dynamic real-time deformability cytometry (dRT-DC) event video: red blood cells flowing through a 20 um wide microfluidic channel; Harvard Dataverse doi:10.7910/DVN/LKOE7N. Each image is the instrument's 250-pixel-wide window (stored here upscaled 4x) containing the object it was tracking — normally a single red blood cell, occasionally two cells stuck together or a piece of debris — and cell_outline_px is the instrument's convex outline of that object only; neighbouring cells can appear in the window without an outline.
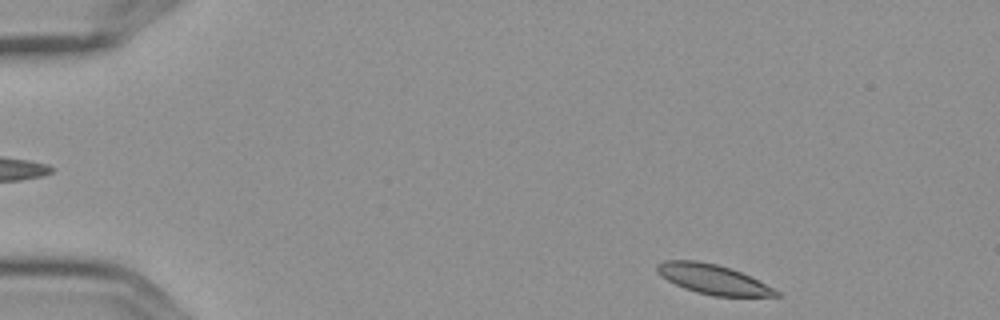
{"species": "Egyptian fruit bat (a non-hibernating species)", "species_latin": "Rousettus aegyptiacus", "temperature_condition": "cold", "stored_images_in_passage": 5, "segment_of_instrument_passage": [2, 2], "camera_frame_rate_fps": 3000, "um_per_image_px": 0.085, "frame": {"image": 1, "passage_image": 5, "time_ms": 1.333, "image_size_px": [1000, 320], "cell_outline_px": [[780, 296], [712, 296], [696, 292], [684, 288], [668, 280], [656, 272], [656, 264], [664, 260], [696, 260], [716, 264], [740, 272], [780, 292]], "centroid_in_image_um": [60.54, 23.73], "position_along_channel_um": 24.5, "area_um2": 20.23}}